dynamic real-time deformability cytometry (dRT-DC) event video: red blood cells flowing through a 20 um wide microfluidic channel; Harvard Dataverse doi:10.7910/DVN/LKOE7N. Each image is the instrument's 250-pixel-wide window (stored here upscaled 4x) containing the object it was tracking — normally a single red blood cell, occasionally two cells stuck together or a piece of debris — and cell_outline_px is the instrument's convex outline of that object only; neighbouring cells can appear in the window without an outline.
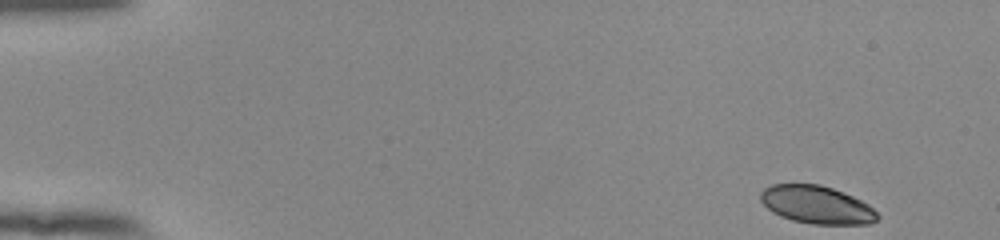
{"species": "human", "species_latin": "Homo sapiens", "temperature_condition": "room temperature", "stored_images_in_passage": 51, "camera_frame_rate_fps": 3000, "um_per_image_px": 0.085, "donor": {"sex": "female"}, "frame": {"image": 1, "passage_image": 1, "time_ms": 0.0, "image_size_px": [1000, 240], "cell_outline_px": [[880, 216], [876, 220], [868, 224], [812, 224], [792, 220], [780, 216], [772, 212], [760, 200], [760, 192], [764, 188], [772, 184], [820, 184], [844, 192], [868, 204]], "centroid_in_image_um": [69.4, 17.4], "position_along_channel_um": 15.6, "area_um2": 25.78}}
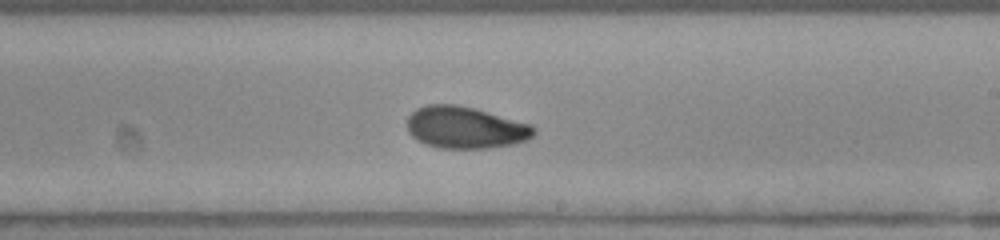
{"frame": {"image": 2, "passage_image": 30, "time_ms": 9.667, "image_size_px": [1000, 240], "cell_outline_px": [[536, 132], [528, 140], [512, 144], [488, 148], [440, 148], [424, 144], [416, 140], [408, 132], [408, 116], [416, 108], [428, 104], [456, 104], [472, 108], [532, 124], [536, 128]], "centroid_in_image_um": [39.55, 10.84], "position_along_channel_um": 249.5, "area_um2": 30.98}}
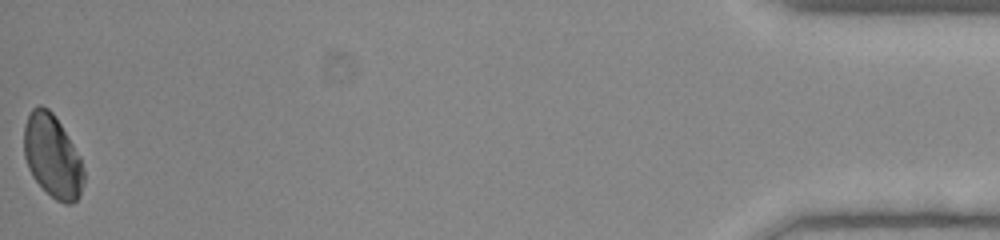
{"frame": {"image": 3, "passage_image": 51, "time_ms": 16.667, "image_size_px": [1000, 240], "cell_outline_px": [[84, 184], [80, 196], [72, 204], [64, 204], [56, 200], [32, 176], [28, 168], [24, 156], [24, 124], [32, 108], [40, 104], [48, 108], [52, 112], [60, 124], [80, 156], [84, 172]], "centroid_in_image_um": [4.46, 13.28], "position_along_channel_um": 430.7, "area_um2": 28.84}, "authors_computed_cell_mechanics": {"area_um2": 29.9982, "velocity_mm_per_s": 3.8581, "shape_relaxation_time_tau1_ms": 4.1169, "shape_relaxation_time_tau2_ms": 1.8624, "deformation_change_tau1": 0.1294, "deformation_change_tau2": 0.0677}}